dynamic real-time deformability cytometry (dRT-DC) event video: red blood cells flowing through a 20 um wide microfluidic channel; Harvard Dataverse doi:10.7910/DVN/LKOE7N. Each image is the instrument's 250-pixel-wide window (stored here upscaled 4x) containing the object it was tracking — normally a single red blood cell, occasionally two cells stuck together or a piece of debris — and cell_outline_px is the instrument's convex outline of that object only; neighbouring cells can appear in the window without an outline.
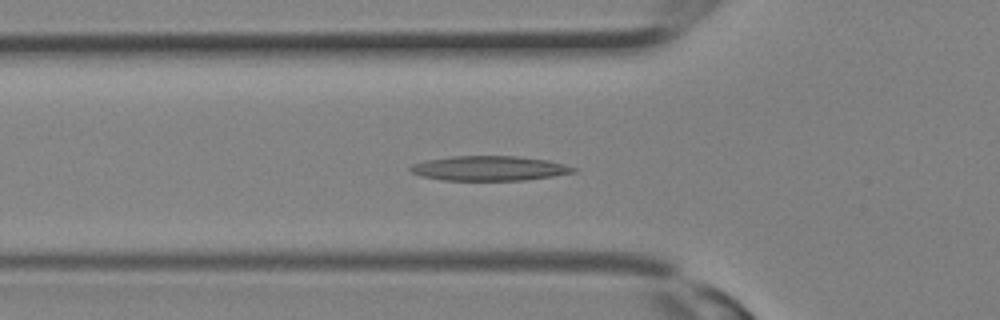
{"species": "Egyptian fruit bat (a non-hibernating species)", "species_latin": "Rousettus aegyptiacus", "temperature_condition": "room temperature", "stored_images_in_passage": 14, "camera_frame_rate_fps": 3000, "um_per_image_px": 0.085, "animal": {"sex": "female"}, "frame": {"image": 1, "passage_image": 3, "time_ms": 0.667, "image_size_px": [1000, 320], "cell_outline_px": [[576, 172], [552, 176], [524, 180], [444, 180], [424, 176], [412, 172], [408, 168], [412, 164], [424, 160], [452, 156], [516, 156], [548, 160], [564, 164], [576, 168]], "centroid_in_image_um": [41.59, 14.3], "position_along_channel_um": 84.2, "area_um2": 23.35}}
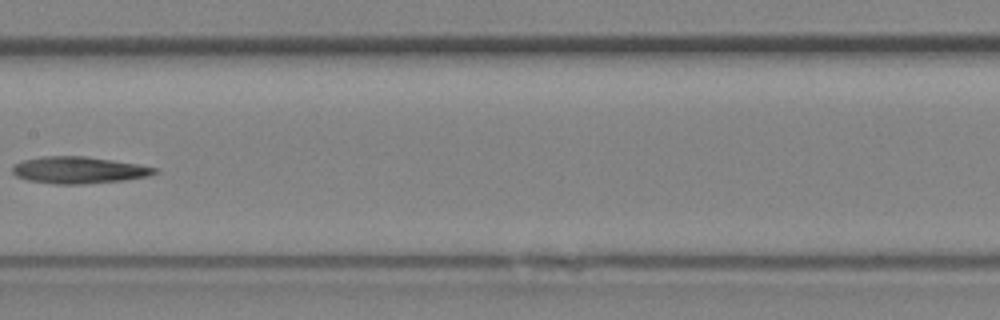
{"frame": {"image": 2, "passage_image": 8, "time_ms": 2.333, "image_size_px": [1000, 320], "cell_outline_px": [[160, 172], [148, 176], [124, 180], [80, 184], [56, 184], [28, 180], [16, 176], [12, 172], [12, 164], [24, 160], [40, 156], [84, 156], [112, 160], [136, 164], [156, 168]], "centroid_in_image_um": [6.66, 14.45], "position_along_channel_um": 200.7, "area_um2": 22.14}}
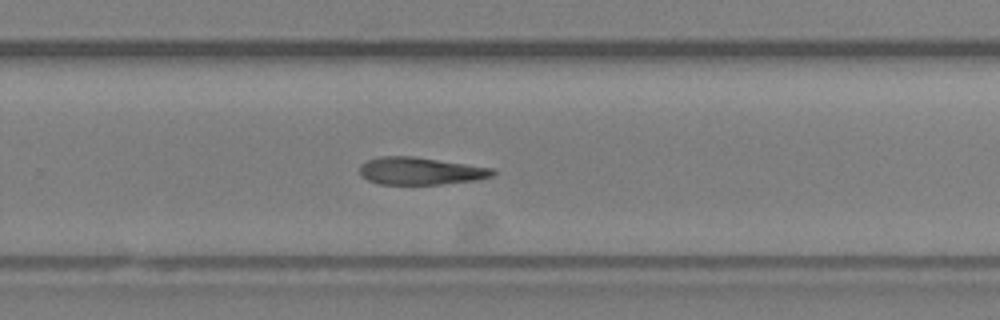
{"frame": {"image": 3, "passage_image": 12, "time_ms": 3.667, "image_size_px": [1000, 320], "cell_outline_px": [[496, 172], [492, 176], [476, 180], [440, 184], [380, 184], [368, 180], [360, 172], [360, 164], [368, 160], [380, 156], [412, 156], [492, 168]], "centroid_in_image_um": [35.72, 14.53], "position_along_channel_um": 294.1, "area_um2": 20.98}}